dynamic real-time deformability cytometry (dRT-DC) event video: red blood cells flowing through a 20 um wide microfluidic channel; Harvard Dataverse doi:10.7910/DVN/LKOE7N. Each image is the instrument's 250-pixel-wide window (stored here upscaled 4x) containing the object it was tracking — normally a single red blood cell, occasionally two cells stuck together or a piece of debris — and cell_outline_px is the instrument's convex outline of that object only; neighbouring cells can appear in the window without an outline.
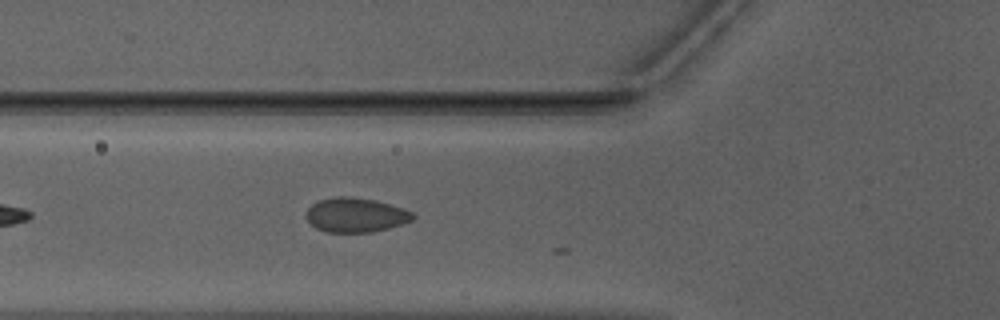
{"species": "Egyptian fruit bat (a non-hibernating species)", "species_latin": "Rousettus aegyptiacus", "temperature_condition": "warm", "stored_images_in_passage": 5, "camera_frame_rate_fps": 3000, "um_per_image_px": 0.085, "animal": {"sex": "male"}, "frame": {"image": 1, "passage_image": 3, "time_ms": 0.667, "image_size_px": [1000, 320], "cell_outline_px": [[416, 216], [412, 220], [404, 224], [372, 232], [328, 232], [316, 228], [304, 216], [308, 208], [312, 204], [320, 200], [336, 196], [352, 196], [376, 200], [392, 204], [404, 208], [412, 212]], "centroid_in_image_um": [30.26, 18.26], "position_along_channel_um": 95.5, "area_um2": 21.62}}